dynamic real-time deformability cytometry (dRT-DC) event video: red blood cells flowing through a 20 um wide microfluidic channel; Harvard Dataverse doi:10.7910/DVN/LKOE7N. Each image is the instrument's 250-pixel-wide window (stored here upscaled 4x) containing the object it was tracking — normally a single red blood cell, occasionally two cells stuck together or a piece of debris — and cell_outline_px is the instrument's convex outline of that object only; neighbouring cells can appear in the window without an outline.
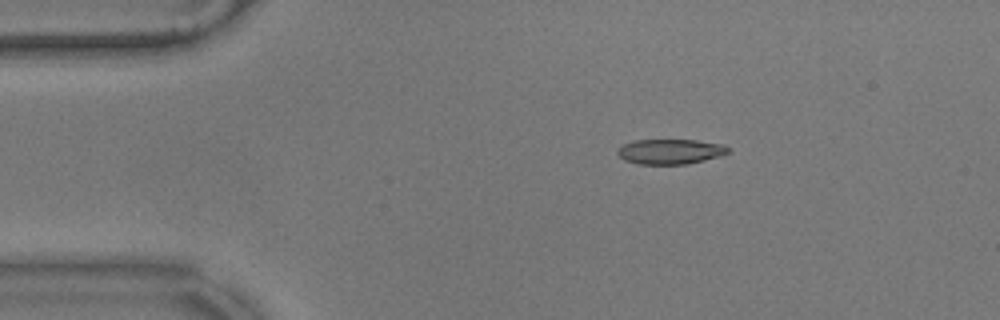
{"species": "common noctule bat (a hibernating species)", "species_latin": "Nyctalus noctula", "temperature_condition": "warm", "stored_images_in_passage": 48, "camera_frame_rate_fps": 3000, "um_per_image_px": 0.085, "animal": {"sex": "male", "body_mass_g": 17.9}, "frame": {"image": 1, "passage_image": 1, "time_ms": 0.0, "image_size_px": [1000, 320], "cell_outline_px": [[728, 152], [720, 156], [688, 164], [636, 164], [624, 160], [616, 152], [624, 144], [632, 140], [696, 140], [724, 144], [728, 148]], "centroid_in_image_um": [56.96, 12.88], "position_along_channel_um": 28.0, "area_um2": 16.13}}
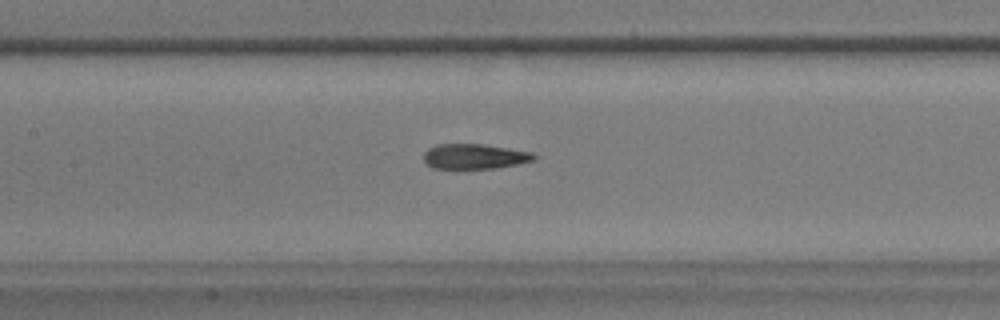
{"frame": {"image": 2, "passage_image": 17, "time_ms": 5.333, "image_size_px": [1000, 320], "cell_outline_px": [[536, 156], [532, 160], [516, 164], [496, 168], [432, 168], [424, 160], [424, 152], [428, 148], [436, 144], [484, 144], [532, 152]], "centroid_in_image_um": [40.3, 13.28], "position_along_channel_um": 167.1, "area_um2": 15.95}}
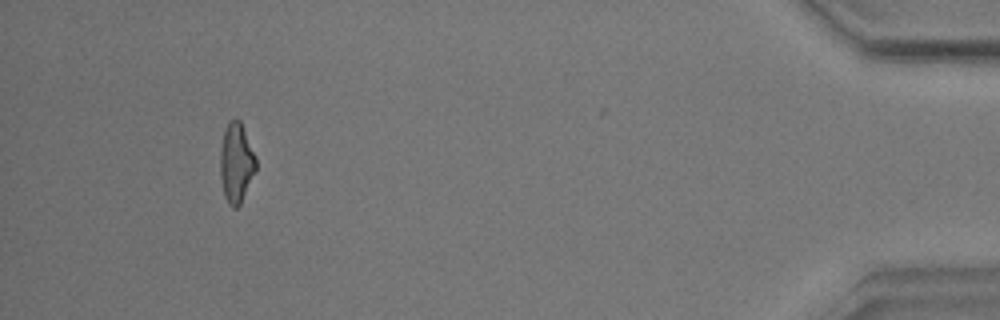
{"frame": {"image": 3, "passage_image": 44, "time_ms": 14.333, "image_size_px": [1000, 320], "cell_outline_px": [[256, 172], [240, 204], [236, 208], [232, 208], [228, 204], [224, 196], [220, 176], [220, 152], [224, 128], [228, 120], [236, 116], [240, 120], [256, 156]], "centroid_in_image_um": [20.08, 13.81], "position_along_channel_um": 415.1, "area_um2": 16.99}, "authors_computed_cell_mechanics": {"area_um2": 16.762, "velocity_mm_per_s": 3.5436, "shape_relaxation_time_tau1_ms": null, "shape_relaxation_time_tau2_ms": 2.7294, "deformation_change_tau1": null, "deformation_change_tau2": 0.1108}}